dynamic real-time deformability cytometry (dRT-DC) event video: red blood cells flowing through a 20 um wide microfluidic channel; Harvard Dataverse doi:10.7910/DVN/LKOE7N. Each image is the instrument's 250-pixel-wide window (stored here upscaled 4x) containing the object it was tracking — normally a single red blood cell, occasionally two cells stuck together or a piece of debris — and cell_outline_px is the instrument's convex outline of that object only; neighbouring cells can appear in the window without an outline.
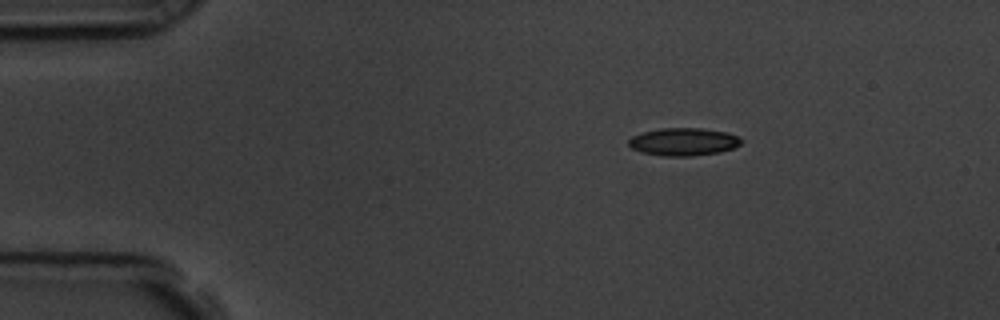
{"species": "common noctule bat (a hibernating species)", "species_latin": "Nyctalus noctula", "temperature_condition": "room temperature", "stored_images_in_passage": 48, "camera_frame_rate_fps": 3000, "um_per_image_px": 0.085, "animal": {"sex": "male", "body_mass_g": 19.5, "forearm_length_mm": 54.6}, "frame": {"image": 1, "passage_image": 1, "time_ms": 0.0, "image_size_px": [1000, 320], "cell_outline_px": [[744, 140], [740, 144], [732, 148], [720, 152], [692, 156], [660, 156], [640, 152], [632, 148], [628, 144], [628, 140], [632, 136], [644, 132], [660, 128], [700, 128], [728, 132]], "centroid_in_image_um": [58.08, 12.05], "position_along_channel_um": 26.9, "area_um2": 18.26}}
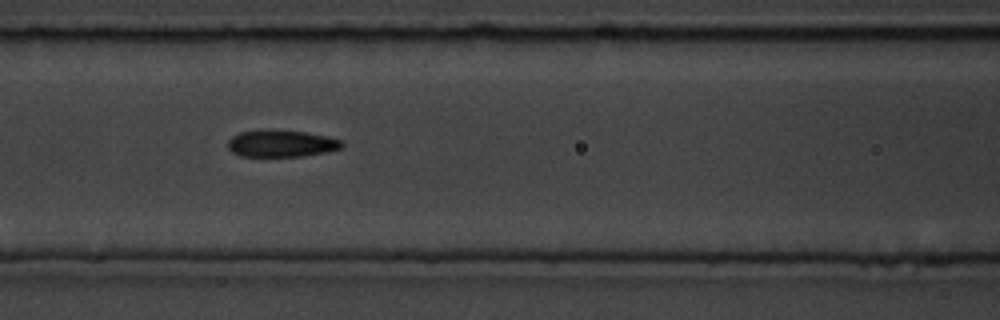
{"frame": {"image": 2, "passage_image": 16, "time_ms": 5.0, "image_size_px": [1000, 320], "cell_outline_px": [[344, 144], [340, 148], [328, 152], [304, 156], [240, 156], [232, 152], [228, 148], [228, 140], [232, 136], [240, 132], [304, 132], [328, 136], [344, 140]], "centroid_in_image_um": [23.97, 12.24], "position_along_channel_um": 142.6, "area_um2": 17.34}}
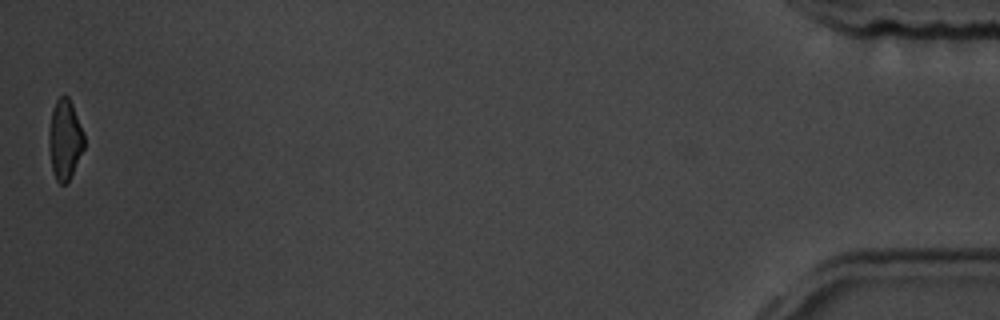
{"frame": {"image": 3, "passage_image": 48, "time_ms": 15.667, "image_size_px": [1000, 320], "cell_outline_px": [[84, 148], [68, 180], [64, 184], [60, 184], [56, 180], [52, 172], [48, 144], [48, 132], [52, 108], [56, 100], [60, 96], [68, 96], [72, 104], [84, 132]], "centroid_in_image_um": [5.49, 11.84], "position_along_channel_um": 429.7, "area_um2": 16.47}, "authors_computed_cell_mechanics": {"area_um2": 17.8891, "velocity_mm_per_s": 3.5955, "shape_relaxation_time_tau1_ms": 3.0721, "shape_relaxation_time_tau2_ms": 1.4881, "deformation_change_tau1": 0.1241, "deformation_change_tau2": 0.0829}}